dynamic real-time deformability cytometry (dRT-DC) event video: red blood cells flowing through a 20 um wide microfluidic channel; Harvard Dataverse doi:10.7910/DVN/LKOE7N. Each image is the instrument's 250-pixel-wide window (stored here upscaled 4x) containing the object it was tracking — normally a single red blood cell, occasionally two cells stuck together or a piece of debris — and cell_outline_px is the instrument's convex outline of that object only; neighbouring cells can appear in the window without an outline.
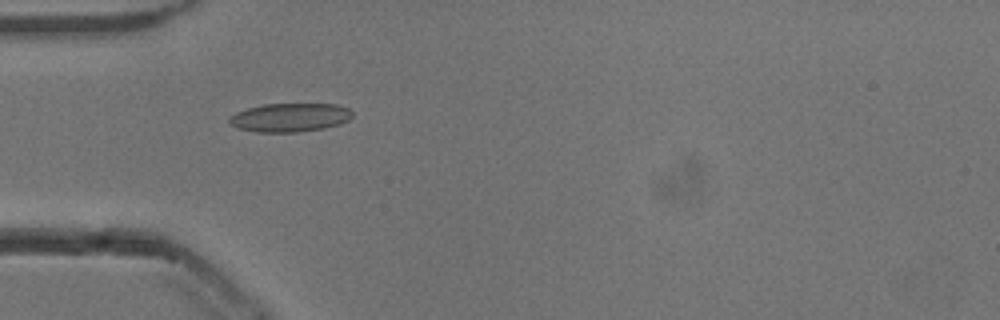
{"species": "common noctule bat (a hibernating species)", "species_latin": "Nyctalus noctula", "temperature_condition": "cold", "stored_images_in_passage": 4, "camera_frame_rate_fps": 3000, "um_per_image_px": 0.085, "animal": {"sex": "male", "body_mass_g": 13.3}, "frame": {"image": 1, "passage_image": 1, "time_ms": 0.0, "image_size_px": [1000, 320], "cell_outline_px": [[352, 116], [348, 120], [340, 124], [324, 128], [296, 132], [256, 132], [240, 128], [228, 124], [228, 116], [236, 112], [248, 108], [264, 104], [336, 104], [348, 108], [352, 112]], "centroid_in_image_um": [24.62, 9.98], "position_along_channel_um": 60.4, "area_um2": 20.58}}